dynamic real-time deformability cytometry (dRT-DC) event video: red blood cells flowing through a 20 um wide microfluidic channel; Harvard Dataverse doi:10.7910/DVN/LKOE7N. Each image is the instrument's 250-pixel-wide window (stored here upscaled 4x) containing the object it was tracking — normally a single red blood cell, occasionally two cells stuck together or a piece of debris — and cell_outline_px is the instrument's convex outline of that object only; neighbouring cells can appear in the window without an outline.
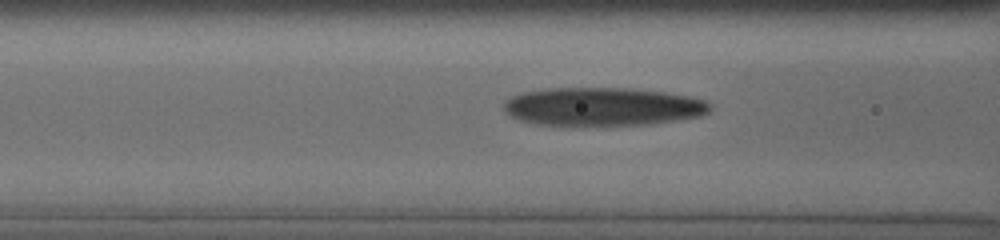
{"species": "human", "species_latin": "Homo sapiens", "temperature_condition": "cold", "stored_images_in_passage": 34, "camera_frame_rate_fps": 3000, "um_per_image_px": 0.085, "donor": {"sex": "male"}, "frame": {"image": 1, "passage_image": 7, "time_ms": 1.333, "image_size_px": [1000, 240], "cell_outline_px": [[712, 108], [708, 112], [700, 116], [652, 124], [536, 124], [520, 120], [512, 116], [504, 108], [504, 100], [512, 96], [524, 92], [548, 88], [628, 88], [664, 92], [688, 96], [704, 100], [712, 104]], "centroid_in_image_um": [51.25, 9.04], "position_along_channel_um": 115.3, "area_um2": 45.49}}
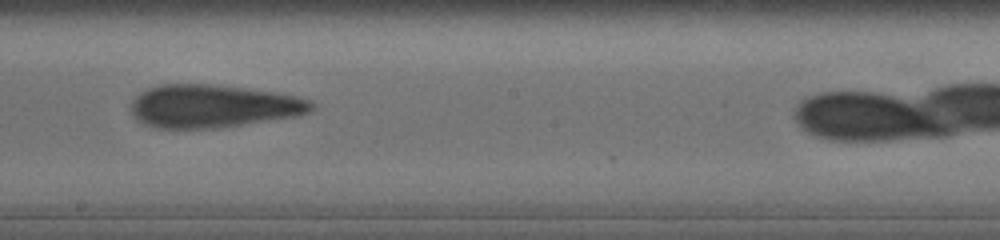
{"frame": {"image": 2, "passage_image": 19, "time_ms": 4.333, "image_size_px": [1000, 240], "cell_outline_px": [[316, 108], [300, 116], [216, 128], [160, 128], [144, 124], [132, 116], [132, 100], [140, 92], [148, 88], [160, 84], [208, 84], [272, 92], [296, 96], [312, 100], [316, 104]], "centroid_in_image_um": [18.13, 9.03], "position_along_channel_um": 230.1, "area_um2": 45.14}}
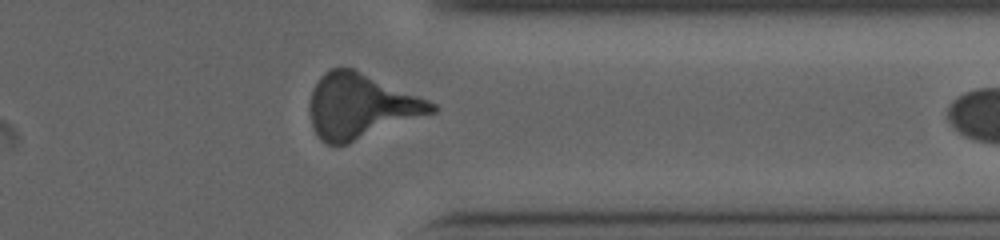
{"frame": {"image": 3, "passage_image": 30, "time_ms": 8.333, "image_size_px": [1000, 240], "cell_outline_px": [[436, 112], [348, 144], [336, 148], [320, 140], [312, 124], [308, 104], [312, 92], [320, 76], [324, 72], [332, 68], [352, 68], [428, 100], [436, 104]], "centroid_in_image_um": [30.64, 9.06], "position_along_channel_um": 380.8, "area_um2": 45.89}}